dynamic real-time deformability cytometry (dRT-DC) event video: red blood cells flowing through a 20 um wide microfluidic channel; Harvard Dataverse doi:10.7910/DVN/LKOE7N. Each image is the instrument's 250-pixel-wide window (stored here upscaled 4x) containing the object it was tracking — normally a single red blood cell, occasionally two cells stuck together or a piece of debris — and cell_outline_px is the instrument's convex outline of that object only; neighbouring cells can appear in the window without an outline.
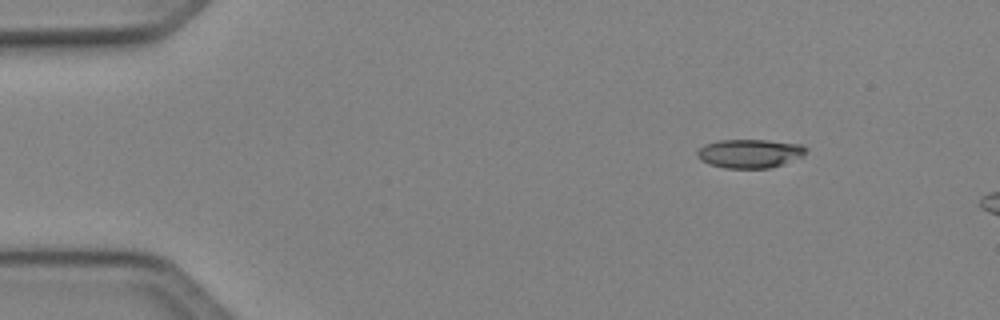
{"species": "Egyptian fruit bat (a non-hibernating species)", "species_latin": "Rousettus aegyptiacus", "temperature_condition": "cold", "stored_images_in_passage": 44, "camera_frame_rate_fps": 3000, "um_per_image_px": 0.085, "animal": {"sex": "female"}, "frame": {"image": 1, "passage_image": 1, "time_ms": 0.0, "image_size_px": [1000, 320], "cell_outline_px": [[808, 152], [804, 156], [784, 164], [772, 168], [728, 168], [708, 164], [700, 160], [696, 156], [696, 152], [704, 144], [720, 140], [768, 140], [800, 144], [808, 148]], "centroid_in_image_um": [63.76, 13.05], "position_along_channel_um": 21.2, "area_um2": 18.5}}
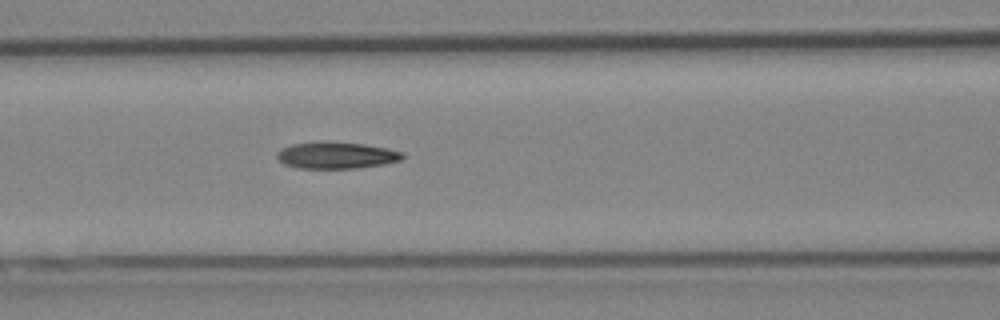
{"frame": {"image": 2, "passage_image": 16, "time_ms": 5.0, "image_size_px": [1000, 320], "cell_outline_px": [[404, 156], [400, 160], [384, 164], [356, 168], [296, 168], [284, 164], [276, 156], [276, 152], [280, 148], [292, 144], [320, 140], [364, 144], [404, 152]], "centroid_in_image_um": [28.53, 13.18], "position_along_channel_um": 138.1, "area_um2": 19.71}}
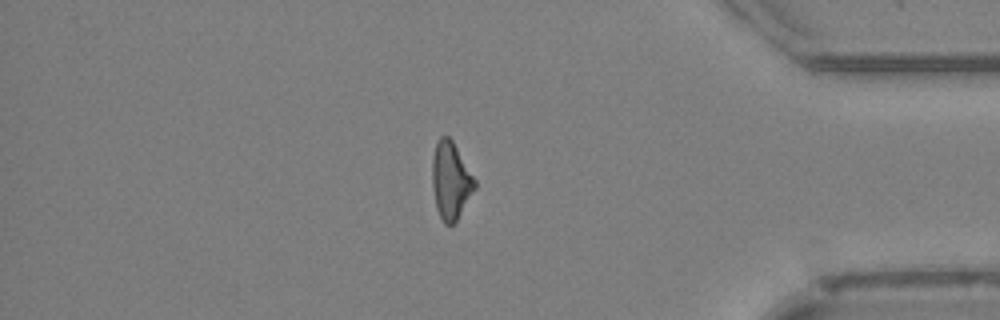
{"frame": {"image": 3, "passage_image": 37, "time_ms": 12.0, "image_size_px": [1000, 320], "cell_outline_px": [[476, 188], [456, 220], [452, 224], [444, 224], [436, 208], [432, 184], [432, 160], [436, 144], [440, 136], [448, 136], [452, 140], [476, 180]], "centroid_in_image_um": [38.31, 15.34], "position_along_channel_um": 396.9, "area_um2": 18.96}}